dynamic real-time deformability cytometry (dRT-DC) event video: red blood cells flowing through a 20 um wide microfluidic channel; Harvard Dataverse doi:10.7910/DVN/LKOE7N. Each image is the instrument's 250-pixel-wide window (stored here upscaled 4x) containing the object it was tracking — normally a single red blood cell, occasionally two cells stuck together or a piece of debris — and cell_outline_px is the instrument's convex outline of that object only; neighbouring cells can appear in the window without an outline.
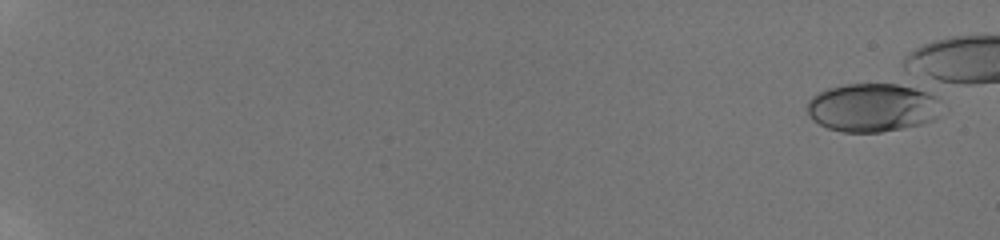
{"species": "human", "species_latin": "Homo sapiens", "temperature_condition": "room temperature", "stored_images_in_passage": 1, "camera_frame_rate_fps": 3000, "um_per_image_px": 0.085, "donor": {"sex": "male"}, "frame": {"image": 1, "passage_image": 1, "time_ms": 0.0, "image_size_px": [1000, 240], "cell_outline_px": [[948, 112], [936, 120], [920, 124], [880, 132], [840, 132], [828, 128], [812, 120], [808, 116], [808, 100], [812, 96], [828, 88], [844, 84], [904, 84], [936, 92], [948, 108]], "centroid_in_image_um": [74.35, 9.12], "position_along_channel_um": 10.7, "area_um2": 39.48}}